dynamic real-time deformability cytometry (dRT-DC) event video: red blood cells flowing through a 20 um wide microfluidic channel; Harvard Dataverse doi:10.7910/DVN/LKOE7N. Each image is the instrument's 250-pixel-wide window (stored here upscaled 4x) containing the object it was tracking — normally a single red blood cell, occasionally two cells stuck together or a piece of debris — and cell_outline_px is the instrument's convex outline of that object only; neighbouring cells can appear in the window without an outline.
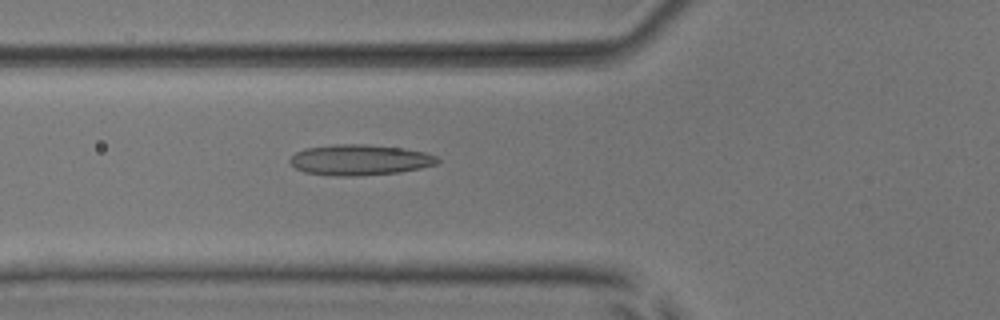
{"species": "common noctule bat (a hibernating species)", "species_latin": "Nyctalus noctula", "temperature_condition": "room temperature", "stored_images_in_passage": 3, "camera_frame_rate_fps": 3000, "um_per_image_px": 0.085, "animal": {"sex": "male", "body_mass_g": 17.9, "forearm_length_mm": 54.2}, "frame": {"image": 1, "passage_image": 3, "time_ms": 2.333, "image_size_px": [1000, 320], "cell_outline_px": [[440, 160], [436, 164], [420, 168], [400, 172], [352, 176], [336, 176], [304, 172], [296, 168], [288, 160], [296, 152], [304, 148], [336, 144], [364, 144], [404, 148], [424, 152], [436, 156]], "centroid_in_image_um": [30.57, 13.58], "position_along_channel_um": 95.2, "area_um2": 26.3}}